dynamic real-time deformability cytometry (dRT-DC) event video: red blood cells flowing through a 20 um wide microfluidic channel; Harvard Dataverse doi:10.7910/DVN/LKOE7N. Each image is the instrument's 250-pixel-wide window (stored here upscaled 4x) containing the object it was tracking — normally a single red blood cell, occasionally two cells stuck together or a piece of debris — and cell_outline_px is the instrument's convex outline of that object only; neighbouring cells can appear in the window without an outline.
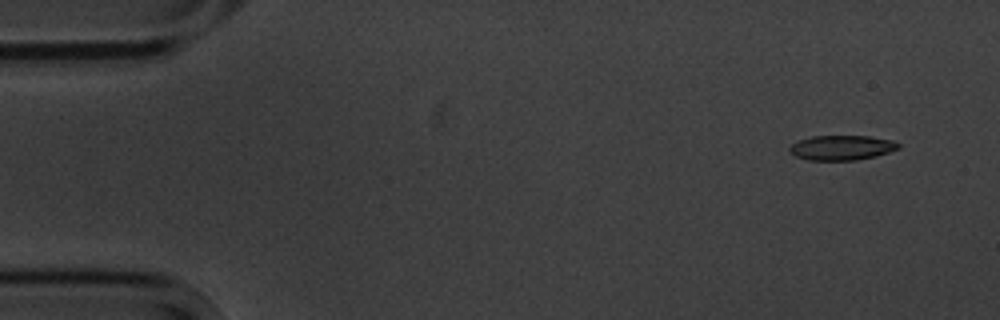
{"species": "common noctule bat (a hibernating species)", "species_latin": "Nyctalus noctula", "temperature_condition": "cold", "stored_images_in_passage": 7, "camera_frame_rate_fps": 3000, "um_per_image_px": 0.085, "animal": {"sex": "male", "body_mass_g": 20.1, "forearm_length_mm": 53.5}, "frame": {"image": 1, "passage_image": 1, "time_ms": 0.0, "image_size_px": [1000, 320], "cell_outline_px": [[900, 148], [876, 156], [856, 160], [808, 160], [796, 156], [788, 148], [792, 144], [800, 140], [812, 136], [868, 136], [892, 140], [900, 144]], "centroid_in_image_um": [71.57, 12.55], "position_along_channel_um": 13.4, "area_um2": 15.61}}
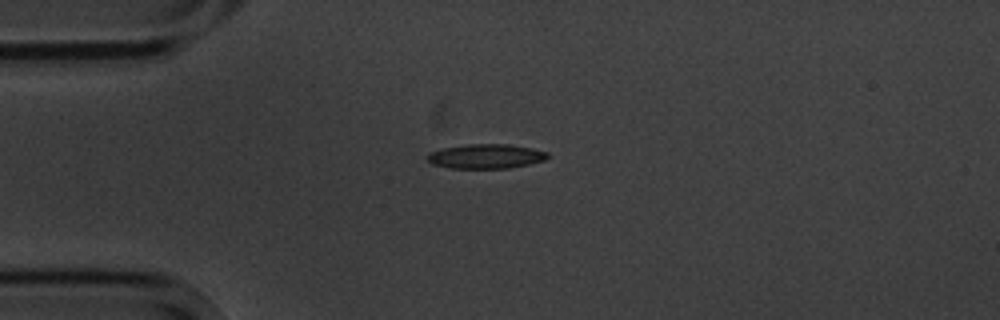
{"frame": {"image": 2, "passage_image": 4, "time_ms": 3.333, "image_size_px": [1000, 320], "cell_outline_px": [[548, 156], [544, 160], [528, 164], [508, 168], [448, 168], [432, 164], [428, 160], [428, 152], [444, 148], [468, 144], [508, 144], [532, 148], [548, 152]], "centroid_in_image_um": [41.29, 13.28], "position_along_channel_um": 43.7, "area_um2": 17.05}}
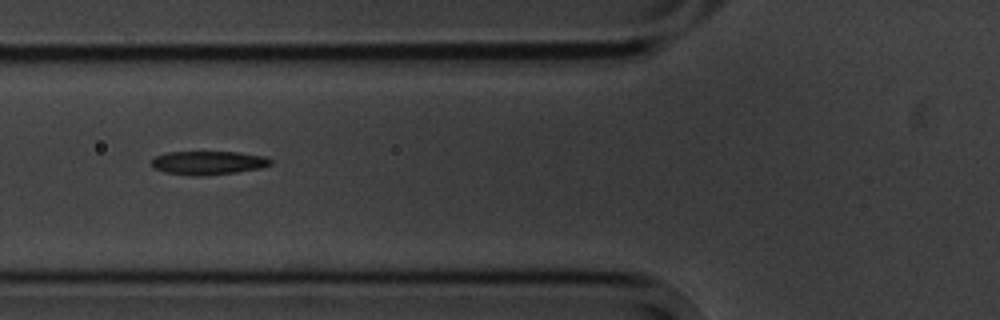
{"frame": {"image": 3, "passage_image": 6, "time_ms": 5.667, "image_size_px": [1000, 320], "cell_outline_px": [[272, 164], [260, 168], [236, 172], [204, 176], [192, 176], [164, 172], [152, 168], [152, 160], [156, 156], [168, 152], [240, 152], [264, 156], [272, 160]], "centroid_in_image_um": [17.69, 13.84], "position_along_channel_um": 108.1, "area_um2": 16.47}}